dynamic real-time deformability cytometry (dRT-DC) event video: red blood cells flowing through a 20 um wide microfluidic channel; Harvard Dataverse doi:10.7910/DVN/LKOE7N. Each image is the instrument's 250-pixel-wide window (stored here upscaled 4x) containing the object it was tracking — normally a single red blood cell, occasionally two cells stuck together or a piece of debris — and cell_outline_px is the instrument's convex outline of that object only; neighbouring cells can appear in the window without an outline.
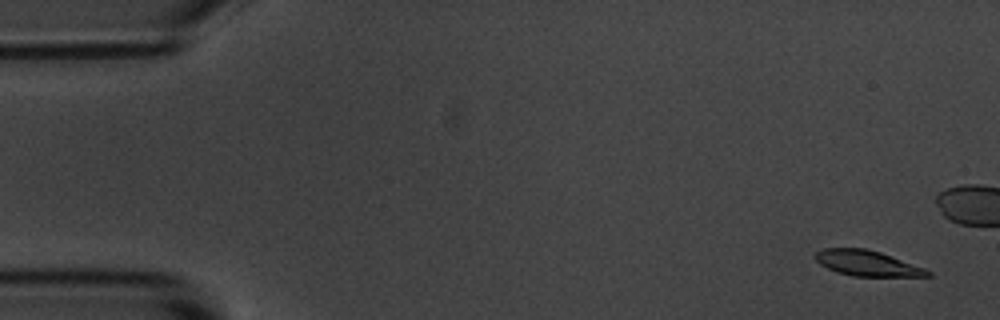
{"species": "common noctule bat (a hibernating species)", "species_latin": "Nyctalus noctula", "temperature_condition": "room temperature", "stored_images_in_passage": 5, "camera_frame_rate_fps": 3000, "um_per_image_px": 0.085, "animal": {"sex": "male", "body_mass_g": 20.1, "forearm_length_mm": 53.5}, "frame": {"image": 1, "passage_image": 1, "time_ms": 0.0, "image_size_px": [1000, 320], "cell_outline_px": [[932, 276], [852, 276], [836, 272], [820, 264], [812, 256], [816, 252], [824, 248], [864, 248], [880, 252], [924, 268], [932, 272]], "centroid_in_image_um": [73.67, 22.37], "position_along_channel_um": 11.3, "area_um2": 16.59}}